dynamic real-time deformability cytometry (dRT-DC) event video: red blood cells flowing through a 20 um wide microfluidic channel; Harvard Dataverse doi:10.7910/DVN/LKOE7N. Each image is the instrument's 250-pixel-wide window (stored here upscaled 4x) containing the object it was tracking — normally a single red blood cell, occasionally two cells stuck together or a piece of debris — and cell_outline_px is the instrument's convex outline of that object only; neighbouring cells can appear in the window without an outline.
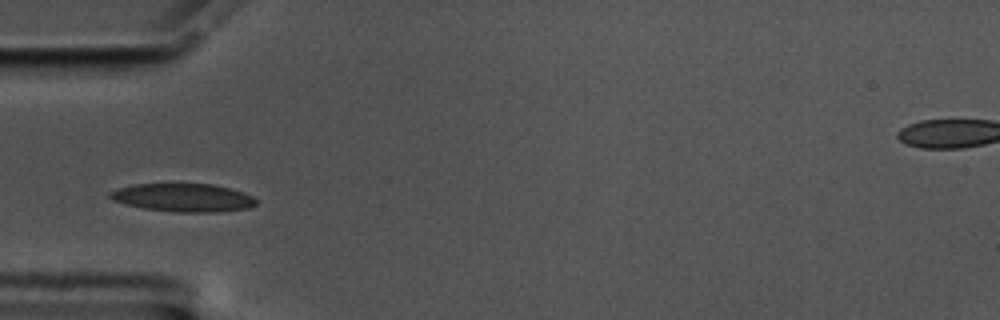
{"species": "common noctule bat (a hibernating species)", "species_latin": "Nyctalus noctula", "temperature_condition": "cold", "stored_images_in_passage": 40, "camera_frame_rate_fps": 3000, "um_per_image_px": 0.085, "animal": {"sex": "male", "body_mass_g": 17.5, "forearm_length_mm": 52.3}, "frame": {"image": 1, "passage_image": 1, "time_ms": 0.0, "image_size_px": [1000, 320], "cell_outline_px": [[256, 204], [248, 208], [220, 212], [176, 212], [144, 208], [124, 204], [112, 200], [108, 196], [108, 192], [120, 188], [136, 184], [212, 184], [244, 192], [252, 196], [256, 200]], "centroid_in_image_um": [15.56, 16.8], "position_along_channel_um": 69.4, "area_um2": 23.93}}
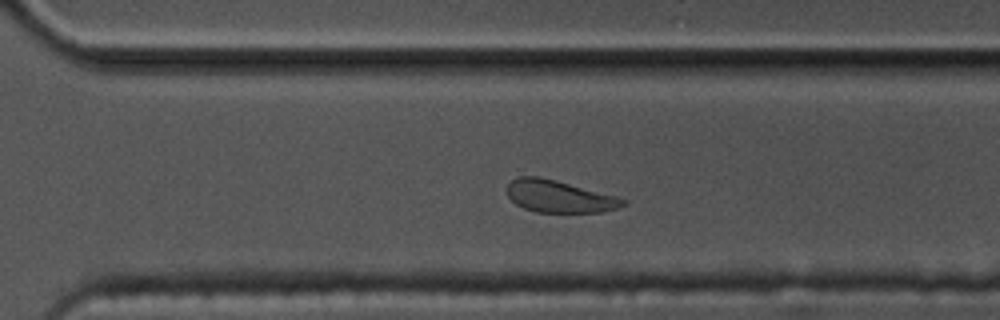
{"frame": {"image": 2, "passage_image": 23, "time_ms": 7.333, "image_size_px": [1000, 320], "cell_outline_px": [[628, 204], [604, 212], [536, 212], [524, 208], [516, 204], [508, 196], [508, 184], [512, 180], [520, 176], [536, 176], [556, 180], [616, 196], [628, 200]], "centroid_in_image_um": [47.56, 16.7], "position_along_channel_um": 323.0, "area_um2": 21.62}}
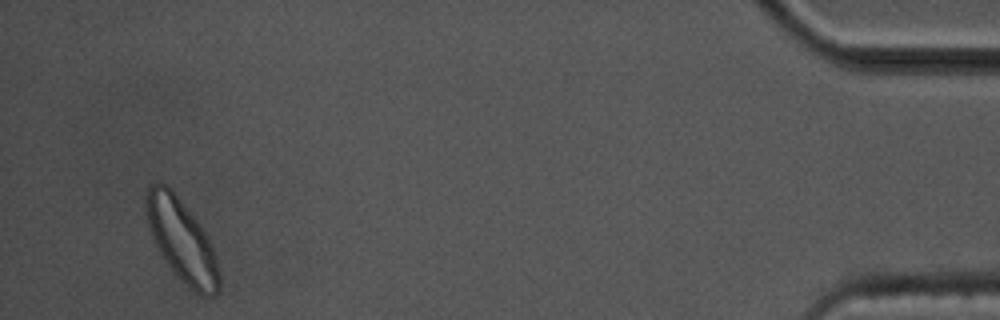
{"frame": {"image": 3, "passage_image": 38, "time_ms": 12.333, "image_size_px": [1000, 320], "cell_outline_px": [[220, 292], [216, 296], [200, 296], [188, 288], [164, 260], [152, 236], [148, 224], [144, 204], [144, 196], [148, 184], [160, 180], [176, 196], [196, 220], [212, 244], [216, 256], [220, 272]], "centroid_in_image_um": [15.45, 20.47], "position_along_channel_um": 419.8, "area_um2": 35.14}, "authors_computed_cell_mechanics": {"area_um2": 23.3801, "velocity_mm_per_s": 3.4666, "shape_relaxation_time_tau1_ms": 3.0475, "shape_relaxation_time_tau2_ms": 3.2921, "deformation_change_tau1": 0.0896, "deformation_change_tau2": 0.084}}